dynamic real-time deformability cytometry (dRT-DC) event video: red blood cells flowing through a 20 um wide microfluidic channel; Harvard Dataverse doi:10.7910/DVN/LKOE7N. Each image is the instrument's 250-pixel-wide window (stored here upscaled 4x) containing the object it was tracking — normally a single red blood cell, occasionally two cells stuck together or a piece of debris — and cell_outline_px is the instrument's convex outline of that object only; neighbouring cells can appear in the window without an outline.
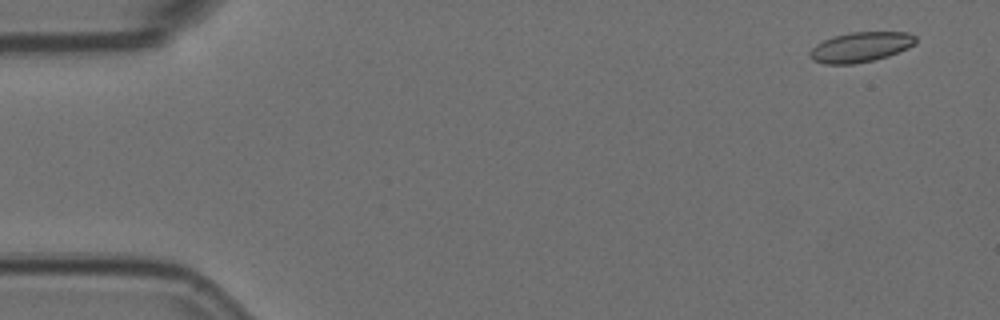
{"species": "Egyptian fruit bat (a non-hibernating species)", "species_latin": "Rousettus aegyptiacus", "temperature_condition": "room temperature", "stored_images_in_passage": 8, "camera_frame_rate_fps": 3000, "um_per_image_px": 0.085, "animal": {"sex": "female"}, "frame": {"image": 1, "passage_image": 1, "time_ms": 0.0, "image_size_px": [1000, 320], "cell_outline_px": [[916, 44], [908, 48], [888, 56], [872, 60], [852, 64], [824, 64], [812, 60], [808, 56], [808, 52], [816, 44], [832, 36], [848, 32], [908, 32], [916, 36]], "centroid_in_image_um": [73.13, 3.99], "position_along_channel_um": 11.9, "area_um2": 18.67}}
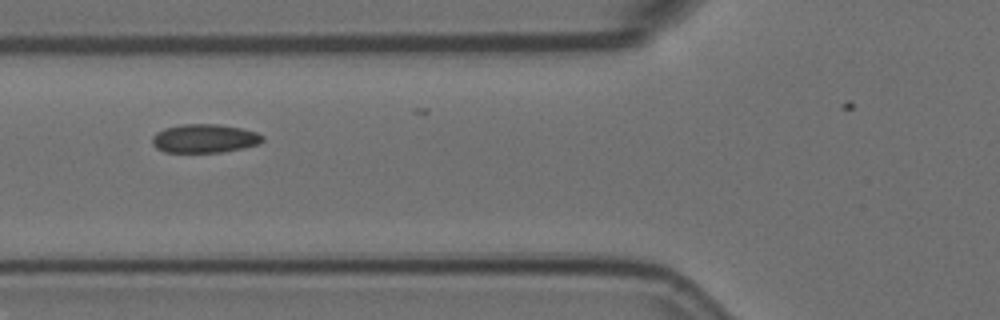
{"frame": {"image": 2, "passage_image": 6, "time_ms": 1.667, "image_size_px": [1000, 320], "cell_outline_px": [[264, 140], [260, 144], [244, 148], [224, 152], [164, 152], [156, 148], [152, 144], [152, 136], [156, 132], [164, 128], [180, 124], [220, 124], [240, 128], [256, 132], [264, 136]], "centroid_in_image_um": [17.39, 11.77], "position_along_channel_um": 108.4, "area_um2": 18.67}}
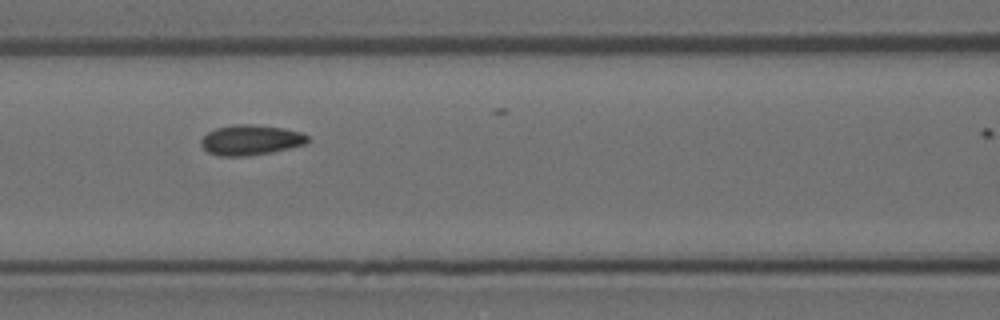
{"frame": {"image": 3, "passage_image": 7, "time_ms": 2.0, "image_size_px": [1000, 320], "cell_outline_px": [[308, 140], [304, 144], [272, 152], [248, 156], [220, 156], [208, 152], [200, 144], [200, 140], [208, 132], [216, 128], [232, 124], [252, 124], [284, 128], [304, 132], [308, 136]], "centroid_in_image_um": [21.3, 11.89], "position_along_channel_um": 145.3, "area_um2": 18.84}}